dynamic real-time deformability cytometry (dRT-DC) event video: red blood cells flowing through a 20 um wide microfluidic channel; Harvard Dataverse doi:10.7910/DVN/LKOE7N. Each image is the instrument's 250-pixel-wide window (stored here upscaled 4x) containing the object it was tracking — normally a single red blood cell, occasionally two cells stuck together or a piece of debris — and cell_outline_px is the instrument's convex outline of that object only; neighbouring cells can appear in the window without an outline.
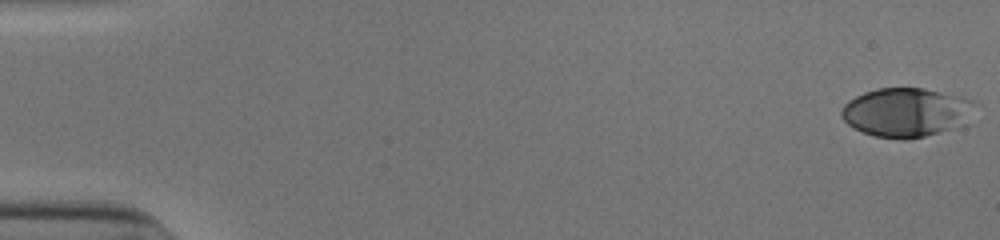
{"species": "human", "species_latin": "Homo sapiens", "temperature_condition": "cold", "stored_images_in_passage": 53, "camera_frame_rate_fps": 3000, "um_per_image_px": 0.085, "donor": {"sex": "male"}, "frame": {"image": 1, "passage_image": 1, "time_ms": 0.0, "image_size_px": [1000, 240], "cell_outline_px": [[976, 104], [960, 124], [952, 128], [924, 136], [904, 140], [876, 136], [864, 132], [848, 124], [844, 120], [840, 112], [844, 104], [848, 100], [864, 92], [876, 88], [924, 88], [964, 96], [976, 100]], "centroid_in_image_um": [77.0, 9.52], "position_along_channel_um": 8.0, "area_um2": 37.74}}
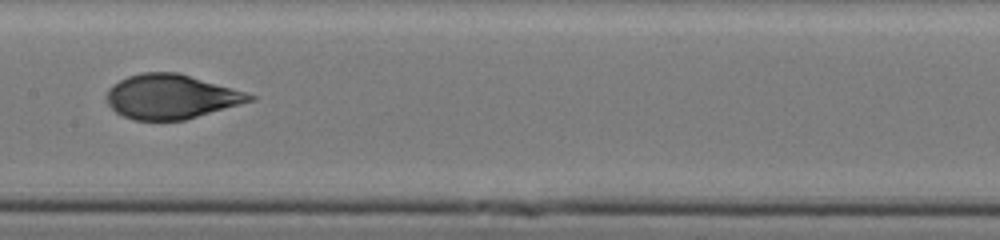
{"frame": {"image": 2, "passage_image": 28, "time_ms": 9.0, "image_size_px": [1000, 240], "cell_outline_px": [[256, 100], [184, 120], [136, 120], [124, 116], [116, 112], [108, 104], [108, 88], [112, 84], [128, 76], [144, 72], [176, 72], [244, 92], [256, 96]], "centroid_in_image_um": [14.53, 8.22], "position_along_channel_um": 192.9, "area_um2": 36.53}}
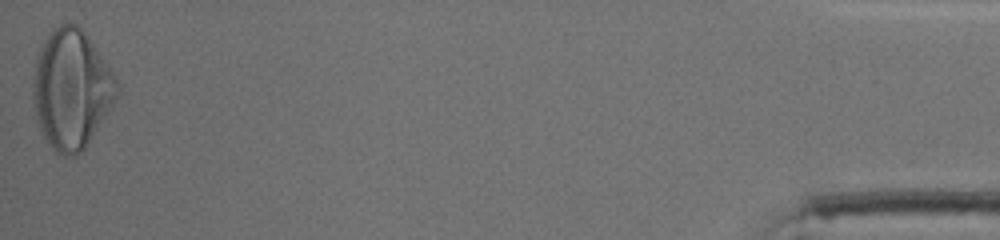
{"frame": {"image": 3, "passage_image": 53, "time_ms": 17.333, "image_size_px": [1000, 240], "cell_outline_px": [[120, 88], [112, 108], [84, 148], [76, 156], [64, 156], [56, 152], [52, 148], [44, 136], [36, 120], [32, 96], [32, 80], [36, 56], [40, 44], [52, 28], [68, 20], [76, 24], [84, 32], [104, 60], [120, 84]], "centroid_in_image_um": [6.05, 7.56], "position_along_channel_um": 429.2, "area_um2": 58.67}, "authors_computed_cell_mechanics": {"area_um2": 36.992, "velocity_mm_per_s": 3.9025, "shape_relaxation_time_tau1_ms": 5.1, "shape_relaxation_time_tau2_ms": null, "deformation_change_tau1": 0.2076, "deformation_change_tau2": null}}